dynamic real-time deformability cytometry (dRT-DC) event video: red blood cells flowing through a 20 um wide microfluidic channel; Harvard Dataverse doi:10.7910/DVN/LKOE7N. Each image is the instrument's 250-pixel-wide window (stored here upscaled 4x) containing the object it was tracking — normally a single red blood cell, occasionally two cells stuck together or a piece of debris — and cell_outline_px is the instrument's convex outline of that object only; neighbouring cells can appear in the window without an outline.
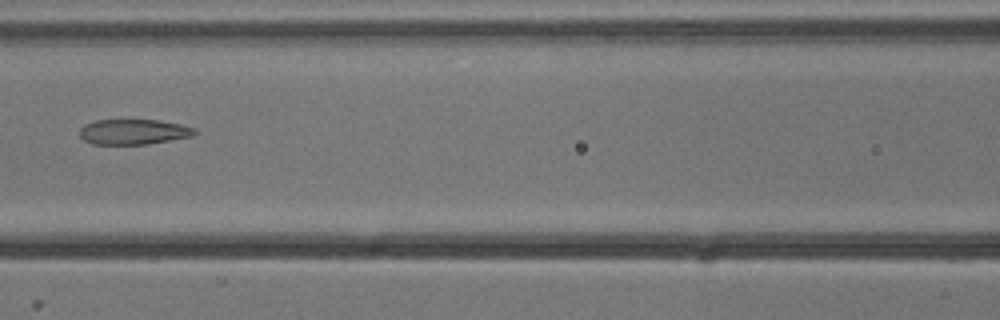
{"species": "common noctule bat (a hibernating species)", "species_latin": "Nyctalus noctula", "temperature_condition": "cold", "stored_images_in_passage": 7, "camera_frame_rate_fps": 3000, "um_per_image_px": 0.085, "animal": {"sex": "male", "body_mass_g": 13.3}, "frame": {"image": 1, "passage_image": 7, "time_ms": 2.0, "image_size_px": [1000, 320], "cell_outline_px": [[200, 132], [192, 136], [148, 144], [92, 144], [84, 140], [80, 136], [80, 128], [84, 124], [96, 120], [160, 120], [180, 124], [196, 128]], "centroid_in_image_um": [11.38, 11.2], "position_along_channel_um": 155.2, "area_um2": 17.05}}